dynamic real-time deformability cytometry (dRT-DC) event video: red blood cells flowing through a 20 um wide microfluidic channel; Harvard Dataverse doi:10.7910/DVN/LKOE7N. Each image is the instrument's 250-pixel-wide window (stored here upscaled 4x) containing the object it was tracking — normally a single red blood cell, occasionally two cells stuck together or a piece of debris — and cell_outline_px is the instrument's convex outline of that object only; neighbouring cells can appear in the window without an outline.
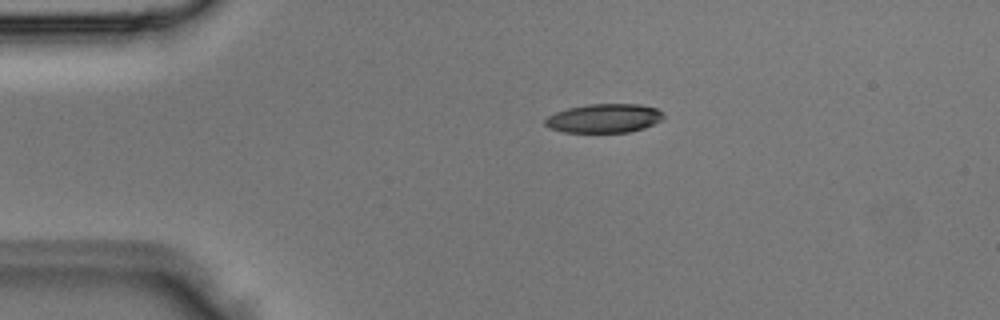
{"species": "Egyptian fruit bat (a non-hibernating species)", "species_latin": "Rousettus aegyptiacus", "temperature_condition": "room temperature", "stored_images_in_passage": 3, "camera_frame_rate_fps": 3000, "um_per_image_px": 0.085, "animal": {"sex": "male"}, "frame": {"image": 1, "passage_image": 1, "time_ms": 0.0, "image_size_px": [1000, 320], "cell_outline_px": [[664, 116], [660, 120], [644, 128], [628, 132], [564, 132], [548, 128], [544, 124], [544, 120], [548, 116], [556, 112], [568, 108], [588, 104], [640, 104], [656, 108], [664, 112]], "centroid_in_image_um": [51.33, 10.05], "position_along_channel_um": 33.7, "area_um2": 19.94}}
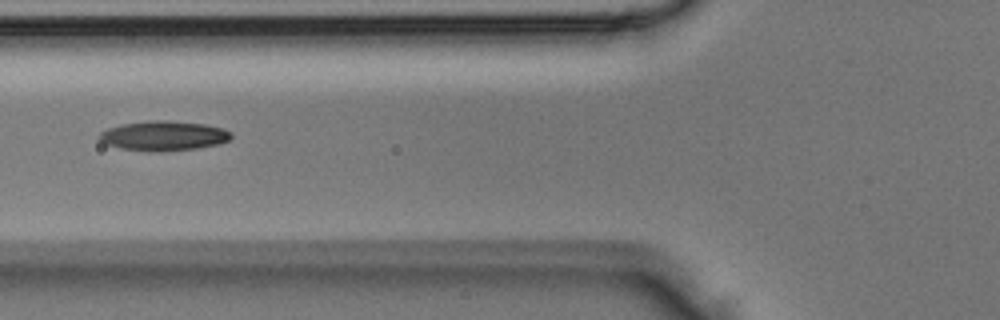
{"frame": {"image": 2, "passage_image": 3, "time_ms": 0.667, "image_size_px": [1000, 320], "cell_outline_px": [[232, 136], [228, 140], [220, 144], [196, 148], [160, 152], [124, 148], [108, 144], [100, 140], [100, 132], [108, 128], [120, 124], [148, 120], [168, 120], [204, 124], [224, 128], [232, 132]], "centroid_in_image_um": [13.96, 11.52], "position_along_channel_um": 111.8, "area_um2": 22.72}}